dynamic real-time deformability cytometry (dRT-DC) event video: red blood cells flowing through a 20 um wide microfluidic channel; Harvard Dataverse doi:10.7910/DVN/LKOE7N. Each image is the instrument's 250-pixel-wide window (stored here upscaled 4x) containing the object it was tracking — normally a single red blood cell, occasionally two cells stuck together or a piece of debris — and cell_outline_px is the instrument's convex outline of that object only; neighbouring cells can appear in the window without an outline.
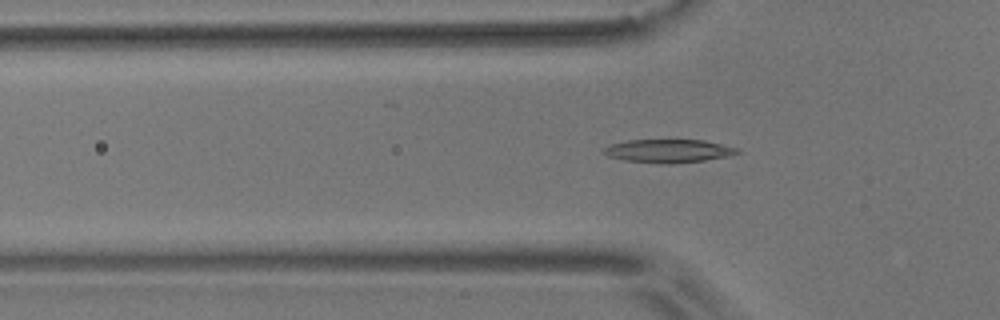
{"species": "common noctule bat (a hibernating species)", "species_latin": "Nyctalus noctula", "temperature_condition": "room temperature", "stored_images_in_passage": 55, "camera_frame_rate_fps": 3000, "um_per_image_px": 0.085, "animal": {"sex": "male", "body_mass_g": 17.9}, "frame": {"image": 1, "passage_image": 17, "time_ms": 5.333, "image_size_px": [1000, 320], "cell_outline_px": [[740, 152], [728, 156], [704, 160], [668, 164], [660, 164], [624, 160], [608, 156], [604, 152], [604, 148], [608, 144], [628, 140], [704, 140], [736, 148]], "centroid_in_image_um": [56.77, 12.83], "position_along_channel_um": 69.0, "area_um2": 17.98}}
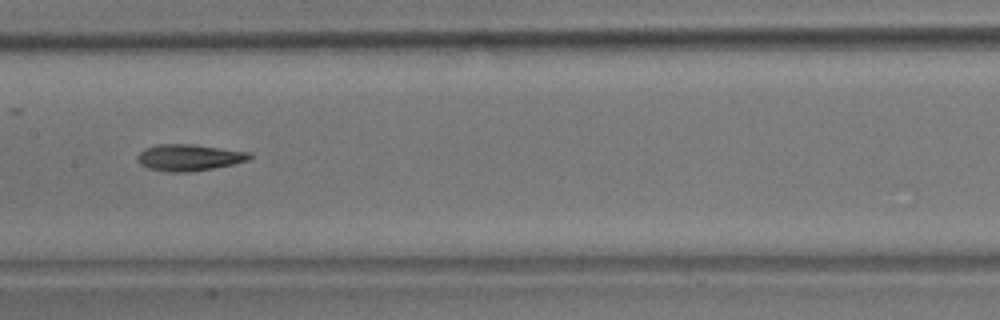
{"frame": {"image": 2, "passage_image": 27, "time_ms": 8.667, "image_size_px": [1000, 320], "cell_outline_px": [[252, 156], [248, 160], [232, 164], [212, 168], [188, 172], [168, 172], [148, 168], [140, 164], [136, 160], [136, 156], [144, 148], [156, 144], [192, 144], [248, 152]], "centroid_in_image_um": [16.0, 13.38], "position_along_channel_um": 191.4, "area_um2": 17.22}}
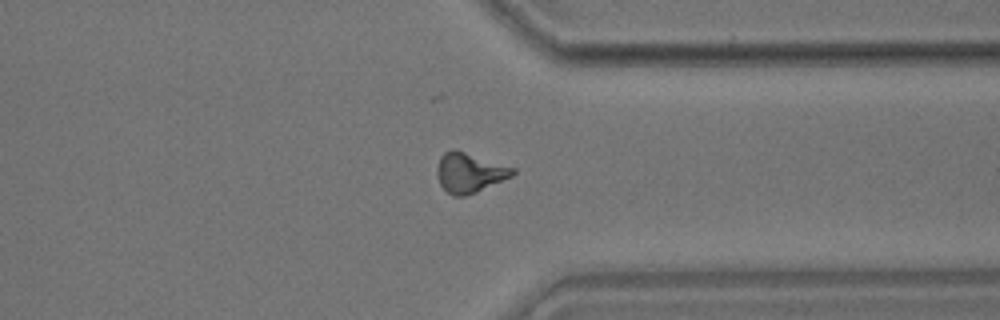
{"frame": {"image": 3, "passage_image": 42, "time_ms": 13.667, "image_size_px": [1000, 320], "cell_outline_px": [[516, 172], [512, 176], [476, 192], [464, 196], [452, 196], [440, 184], [436, 172], [436, 168], [440, 156], [444, 152], [452, 148], [456, 148], [516, 168]], "centroid_in_image_um": [39.9, 14.64], "position_along_channel_um": 371.5, "area_um2": 17.74}, "authors_computed_cell_mechanics": {"area_um2": 16.762, "velocity_mm_per_s": 3.6484, "shape_relaxation_time_tau1_ms": null, "shape_relaxation_time_tau2_ms": 4.0473, "deformation_change_tau1": null, "deformation_change_tau2": 0.1192}}